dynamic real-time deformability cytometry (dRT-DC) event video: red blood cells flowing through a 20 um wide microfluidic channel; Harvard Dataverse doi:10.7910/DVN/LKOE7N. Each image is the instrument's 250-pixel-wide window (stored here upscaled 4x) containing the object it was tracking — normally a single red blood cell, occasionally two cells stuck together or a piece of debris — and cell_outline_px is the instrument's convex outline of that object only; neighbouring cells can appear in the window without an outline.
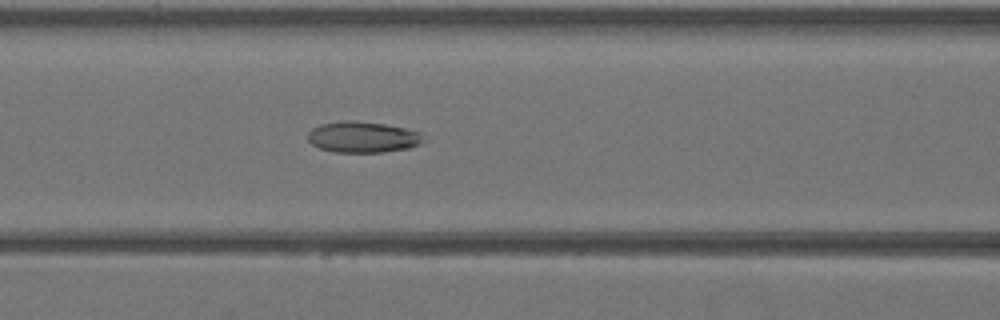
{"species": "Egyptian fruit bat (a non-hibernating species)", "species_latin": "Rousettus aegyptiacus", "temperature_condition": "warm", "stored_images_in_passage": 37, "camera_frame_rate_fps": 3000, "um_per_image_px": 0.085, "animal": {"sex": "female"}, "frame": {"image": 1, "passage_image": 13, "time_ms": 4.0, "image_size_px": [1000, 320], "cell_outline_px": [[428, 140], [420, 144], [408, 148], [384, 152], [336, 152], [320, 148], [312, 144], [308, 140], [308, 132], [312, 128], [320, 124], [344, 120], [356, 120], [384, 124], [424, 132]], "centroid_in_image_um": [30.9, 11.64], "position_along_channel_um": 135.7, "area_um2": 21.27}}
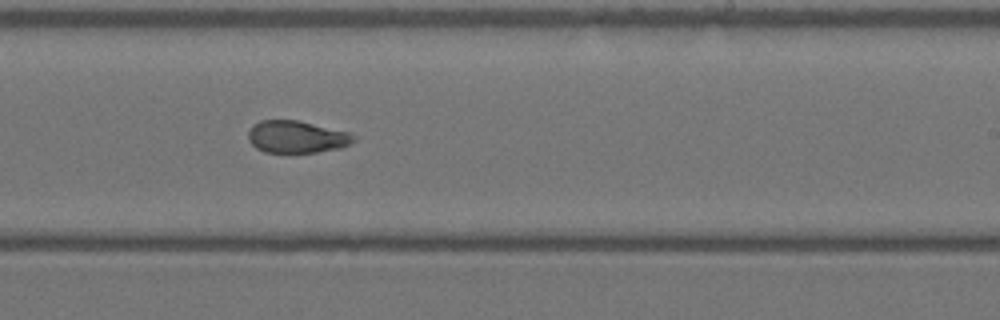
{"frame": {"image": 2, "passage_image": 21, "time_ms": 6.667, "image_size_px": [1000, 320], "cell_outline_px": [[356, 140], [340, 148], [316, 152], [264, 152], [256, 148], [248, 140], [248, 132], [252, 124], [260, 120], [296, 120], [348, 132], [356, 136]], "centroid_in_image_um": [25.18, 11.63], "position_along_channel_um": 263.8, "area_um2": 19.71}}
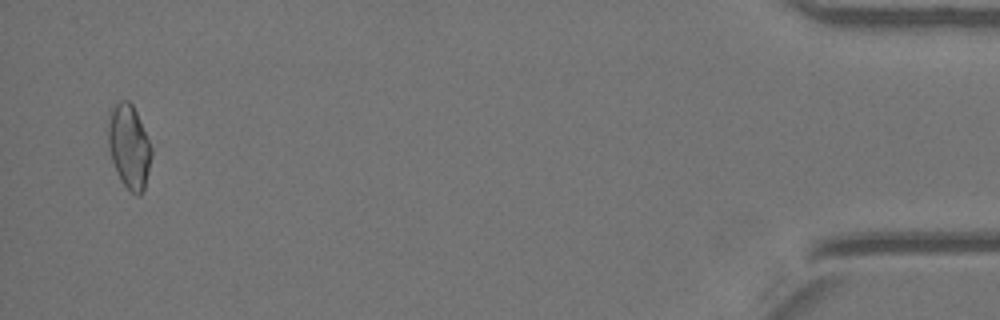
{"frame": {"image": 3, "passage_image": 36, "time_ms": 11.667, "image_size_px": [1000, 320], "cell_outline_px": [[152, 152], [144, 192], [140, 196], [136, 196], [120, 180], [116, 172], [108, 148], [108, 120], [112, 108], [120, 100], [128, 100], [132, 104], [136, 112], [152, 148]], "centroid_in_image_um": [10.97, 12.49], "position_along_channel_um": 424.2, "area_um2": 21.1}}